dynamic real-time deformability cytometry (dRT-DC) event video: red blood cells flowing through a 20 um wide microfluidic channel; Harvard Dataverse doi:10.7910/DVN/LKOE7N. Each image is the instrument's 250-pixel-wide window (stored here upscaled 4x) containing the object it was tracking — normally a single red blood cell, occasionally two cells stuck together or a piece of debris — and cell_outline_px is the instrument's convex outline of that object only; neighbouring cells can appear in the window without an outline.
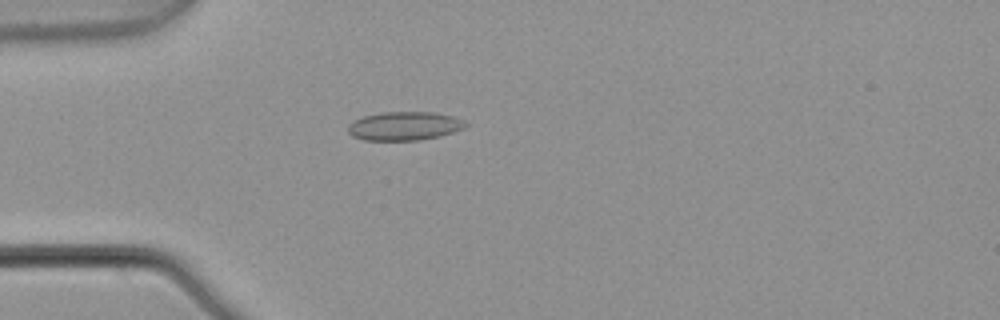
{"species": "common noctule bat (a hibernating species)", "species_latin": "Nyctalus noctula", "temperature_condition": "warm", "stored_images_in_passage": 3, "camera_frame_rate_fps": 3000, "um_per_image_px": 0.085, "animal": {"sex": "male", "body_mass_g": 21.5, "forearm_length_mm": 52.0}, "frame": {"image": 1, "passage_image": 3, "time_ms": 0.667, "image_size_px": [1000, 320], "cell_outline_px": [[468, 124], [464, 128], [440, 136], [420, 140], [364, 140], [352, 136], [348, 132], [348, 124], [364, 116], [384, 112], [432, 112], [452, 116], [464, 120]], "centroid_in_image_um": [34.38, 10.71], "position_along_channel_um": 50.6, "area_um2": 19.54}}